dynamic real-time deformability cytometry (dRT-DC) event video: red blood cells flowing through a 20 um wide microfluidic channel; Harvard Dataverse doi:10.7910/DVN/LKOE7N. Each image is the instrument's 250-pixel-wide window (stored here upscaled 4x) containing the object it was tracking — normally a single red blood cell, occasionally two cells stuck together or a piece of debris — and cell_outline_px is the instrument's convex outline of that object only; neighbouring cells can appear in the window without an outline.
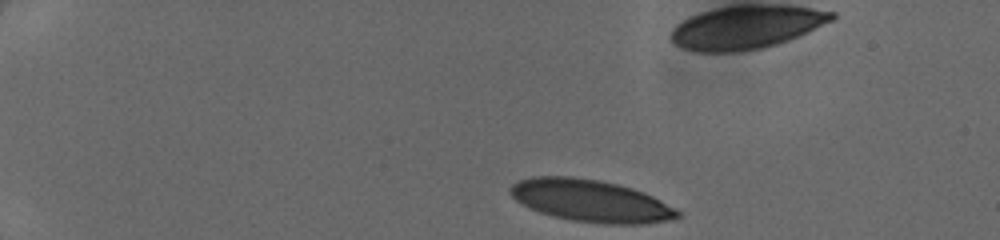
{"species": "human", "species_latin": "Homo sapiens", "temperature_condition": "cold", "stored_images_in_passage": 37, "camera_frame_rate_fps": 3000, "um_per_image_px": 0.085, "donor": {"sex": "female"}, "frame": {"image": 1, "passage_image": 1, "time_ms": 0.0, "image_size_px": [1000, 240], "cell_outline_px": [[680, 216], [664, 220], [640, 224], [608, 224], [576, 220], [552, 216], [540, 212], [516, 200], [508, 192], [508, 188], [516, 180], [532, 176], [572, 176], [600, 180], [632, 188], [644, 192], [676, 208], [680, 212]], "centroid_in_image_um": [50.16, 17.04], "position_along_channel_um": 34.8, "area_um2": 40.81}}
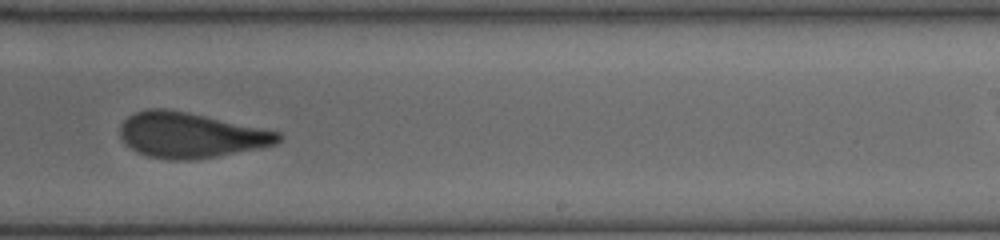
{"frame": {"image": 2, "passage_image": 24, "time_ms": 7.667, "image_size_px": [1000, 240], "cell_outline_px": [[284, 136], [276, 144], [260, 148], [216, 156], [192, 160], [168, 160], [148, 156], [136, 152], [120, 136], [120, 124], [128, 116], [136, 112], [148, 108], [164, 108], [188, 112], [280, 132]], "centroid_in_image_um": [16.19, 11.48], "position_along_channel_um": 272.8, "area_um2": 41.67}}
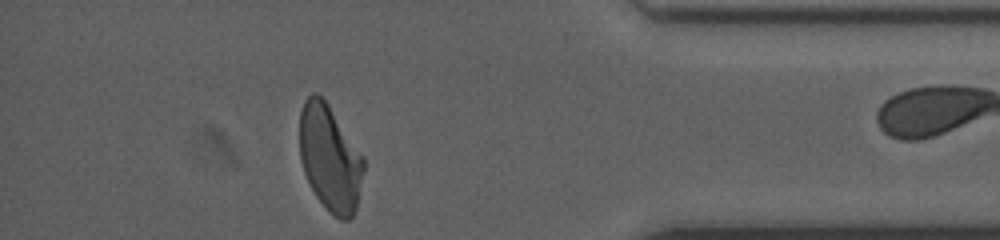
{"frame": {"image": 3, "passage_image": 35, "time_ms": 11.333, "image_size_px": [1000, 240], "cell_outline_px": [[364, 168], [356, 208], [352, 216], [348, 220], [340, 220], [328, 212], [316, 196], [304, 172], [300, 160], [300, 112], [304, 100], [312, 92], [316, 92], [328, 104], [364, 156]], "centroid_in_image_um": [28.04, 13.44], "position_along_channel_um": 407.2, "area_um2": 39.59}}